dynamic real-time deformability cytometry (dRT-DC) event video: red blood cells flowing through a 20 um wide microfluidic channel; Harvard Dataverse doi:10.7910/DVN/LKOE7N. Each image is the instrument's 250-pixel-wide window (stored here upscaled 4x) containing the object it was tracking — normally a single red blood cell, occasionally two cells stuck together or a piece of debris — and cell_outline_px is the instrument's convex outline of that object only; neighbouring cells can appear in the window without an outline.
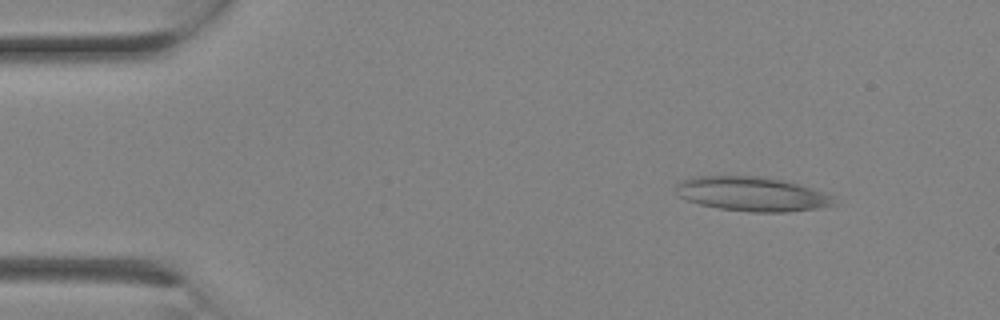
{"species": "Egyptian fruit bat (a non-hibernating species)", "species_latin": "Rousettus aegyptiacus", "temperature_condition": "room temperature", "stored_images_in_passage": 2, "camera_frame_rate_fps": 3000, "um_per_image_px": 0.085, "animal": {"sex": "female"}, "frame": {"image": 1, "passage_image": 2, "time_ms": 0.333, "image_size_px": [1000, 320], "cell_outline_px": [[836, 204], [816, 208], [788, 212], [748, 212], [720, 208], [700, 204], [688, 200], [680, 196], [676, 192], [676, 184], [680, 180], [696, 176], [756, 176], [784, 180], [800, 184], [828, 192], [832, 196]], "centroid_in_image_um": [63.94, 16.48], "position_along_channel_um": 21.1, "area_um2": 31.73}}